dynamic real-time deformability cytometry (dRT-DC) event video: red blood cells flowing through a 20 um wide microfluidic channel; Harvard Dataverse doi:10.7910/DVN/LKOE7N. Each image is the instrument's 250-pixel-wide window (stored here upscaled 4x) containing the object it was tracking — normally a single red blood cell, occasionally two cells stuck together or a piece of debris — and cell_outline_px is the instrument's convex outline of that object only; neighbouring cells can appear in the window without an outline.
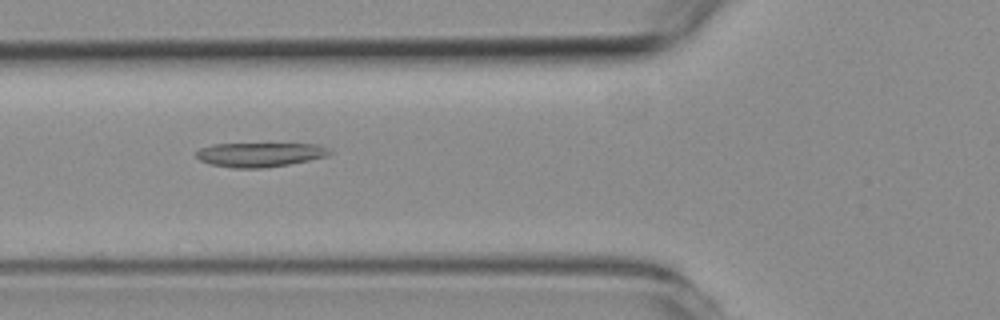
{"species": "common noctule bat (a hibernating species)", "species_latin": "Nyctalus noctula", "temperature_condition": "room temperature", "stored_images_in_passage": 46, "segment_of_instrument_passage": [1, 3], "camera_frame_rate_fps": 3000, "um_per_image_px": 0.085, "animal": {"sex": "female", "body_mass_g": 19.3, "forearm_length_mm": 54.1}, "frame": {"image": 1, "passage_image": 10, "time_ms": 3.0, "image_size_px": [1000, 320], "cell_outline_px": [[332, 152], [324, 156], [308, 160], [288, 164], [264, 168], [232, 168], [208, 164], [200, 160], [196, 156], [196, 152], [200, 148], [212, 144], [320, 144], [328, 148]], "centroid_in_image_um": [22.04, 13.14], "position_along_channel_um": 103.8, "area_um2": 18.79}}
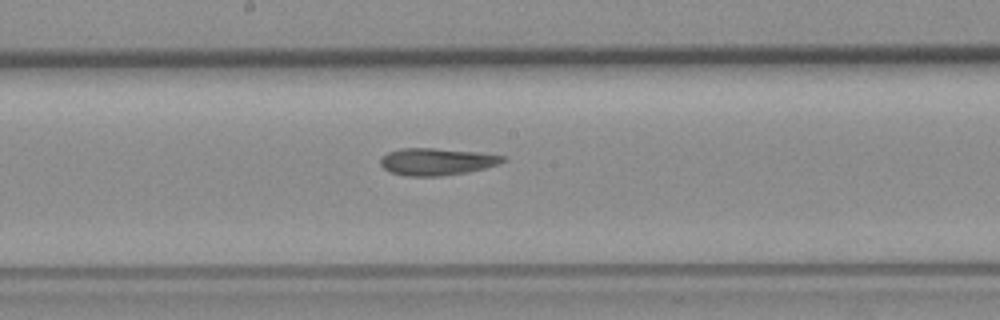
{"frame": {"image": 2, "passage_image": 19, "time_ms": 6.0, "image_size_px": [1000, 320], "cell_outline_px": [[508, 160], [500, 164], [468, 172], [440, 176], [404, 176], [392, 172], [384, 168], [380, 164], [380, 160], [388, 152], [400, 148], [436, 148], [480, 152], [508, 156]], "centroid_in_image_um": [37.19, 13.73], "position_along_channel_um": 211.0, "area_um2": 19.54}}
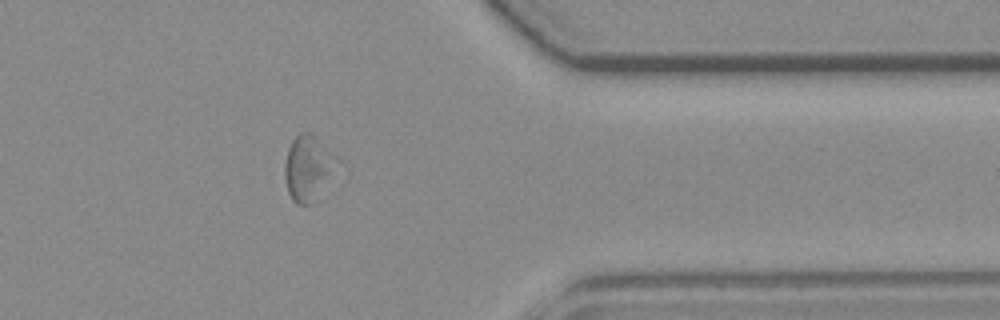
{"frame": {"image": 3, "passage_image": 35, "time_ms": 11.333, "image_size_px": [1000, 320], "cell_outline_px": [[348, 168], [312, 204], [296, 204], [292, 200], [288, 192], [284, 176], [284, 164], [288, 148], [292, 140], [300, 132], [308, 132], [336, 156]], "centroid_in_image_um": [26.35, 14.36], "position_along_channel_um": 385.0, "area_um2": 21.44}}